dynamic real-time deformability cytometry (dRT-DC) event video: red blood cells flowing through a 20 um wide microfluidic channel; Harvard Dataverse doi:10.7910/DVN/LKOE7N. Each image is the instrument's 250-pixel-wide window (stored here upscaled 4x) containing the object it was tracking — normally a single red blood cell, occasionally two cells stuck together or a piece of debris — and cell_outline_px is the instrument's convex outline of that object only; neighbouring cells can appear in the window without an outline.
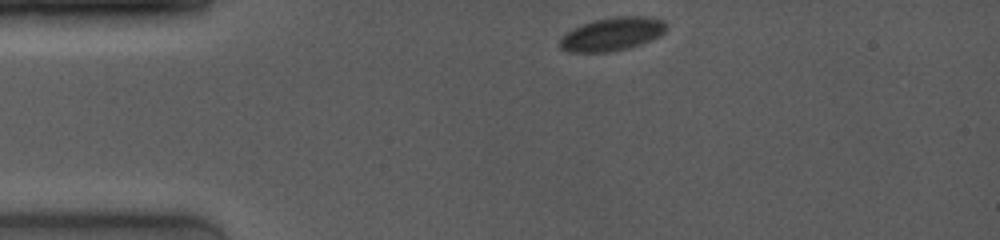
{"species": "common noctule bat (a hibernating species)", "species_latin": "Nyctalus noctula", "temperature_condition": "room temperature", "stored_images_in_passage": 58, "camera_frame_rate_fps": 4000, "um_per_image_px": 0.085, "animal": {"sex": "female", "body_mass_g": 19.0, "forearm_length_mm": 53.3}, "frame": {"image": 1, "passage_image": 1, "time_ms": 0.0, "image_size_px": [1000, 240], "cell_outline_px": [[668, 28], [660, 36], [652, 40], [628, 48], [608, 52], [568, 52], [560, 48], [560, 36], [572, 28], [580, 24], [596, 20], [616, 16], [648, 16], [664, 20], [668, 24]], "centroid_in_image_um": [52.05, 2.89], "position_along_channel_um": 33.0, "area_um2": 20.98}}
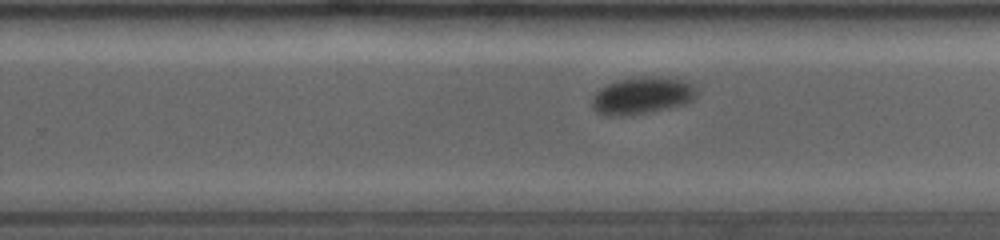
{"frame": {"image": 2, "passage_image": 35, "time_ms": 7.5, "image_size_px": [1000, 240], "cell_outline_px": [[696, 96], [692, 100], [684, 104], [668, 108], [648, 112], [620, 116], [608, 116], [596, 112], [592, 108], [592, 96], [600, 88], [616, 80], [640, 76], [660, 76], [684, 80], [692, 84], [696, 88]], "centroid_in_image_um": [54.56, 8.11], "position_along_channel_um": 275.2, "area_um2": 22.77}}
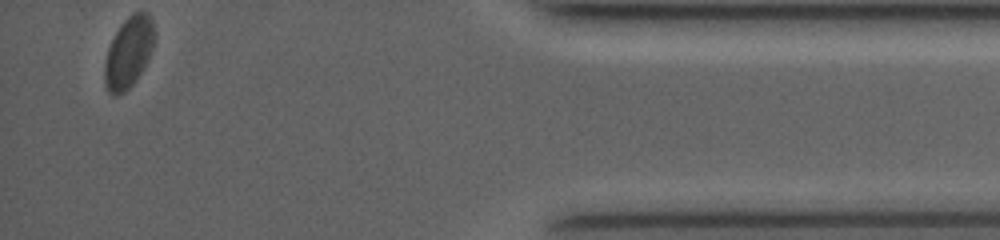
{"frame": {"image": 3, "passage_image": 58, "time_ms": 12.5, "image_size_px": [1000, 240], "cell_outline_px": [[156, 36], [148, 60], [144, 68], [136, 80], [124, 92], [108, 92], [104, 84], [104, 64], [108, 48], [120, 24], [132, 12], [148, 12], [152, 16], [156, 32]], "centroid_in_image_um": [10.97, 4.38], "position_along_channel_um": 424.2, "area_um2": 20.75}, "authors_computed_cell_mechanics": {"area_um2": 22.1085, "velocity_mm_per_s": 3.8542, "shape_relaxation_time_tau1_ms": 3.2784, "shape_relaxation_time_tau2_ms": null, "deformation_change_tau1": 0.0682, "deformation_change_tau2": null}}